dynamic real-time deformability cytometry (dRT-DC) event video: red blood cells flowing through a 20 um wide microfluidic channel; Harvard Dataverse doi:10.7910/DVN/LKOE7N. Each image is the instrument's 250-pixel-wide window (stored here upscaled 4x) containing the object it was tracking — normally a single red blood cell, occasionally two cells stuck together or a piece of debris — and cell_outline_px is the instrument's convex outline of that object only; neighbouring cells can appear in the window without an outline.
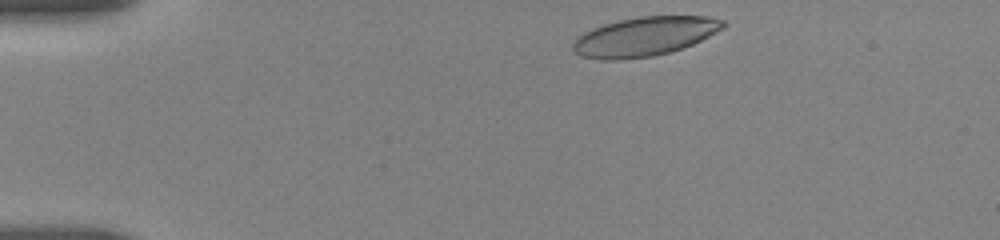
{"species": "human", "species_latin": "Homo sapiens", "temperature_condition": "room temperature", "stored_images_in_passage": 43, "camera_frame_rate_fps": 3000, "um_per_image_px": 0.085, "donor": {"sex": "female"}, "frame": {"image": 1, "passage_image": 1, "time_ms": 0.0, "image_size_px": [1000, 240], "cell_outline_px": [[728, 24], [724, 28], [692, 44], [668, 52], [652, 56], [620, 60], [600, 60], [580, 56], [572, 52], [572, 44], [576, 36], [592, 28], [604, 24], [620, 20], [640, 16], [708, 16], [724, 20]], "centroid_in_image_um": [54.74, 3.1], "position_along_channel_um": 30.3, "area_um2": 34.39}}
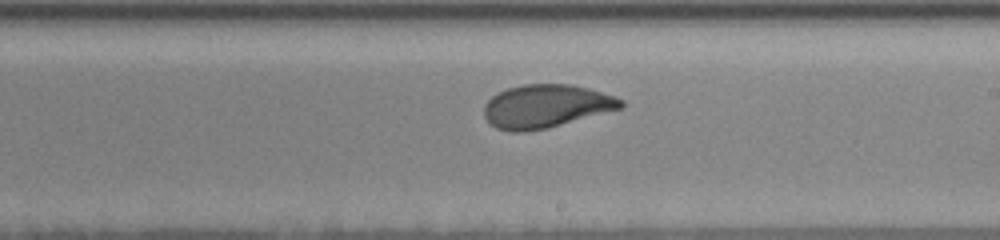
{"frame": {"image": 2, "passage_image": 25, "time_ms": 7.667, "image_size_px": [1000, 240], "cell_outline_px": [[624, 108], [548, 128], [524, 132], [508, 132], [496, 128], [484, 116], [484, 104], [492, 96], [508, 88], [524, 84], [572, 84], [588, 88], [616, 96], [624, 100]], "centroid_in_image_um": [46.44, 9.03], "position_along_channel_um": 242.6, "area_um2": 34.74}}
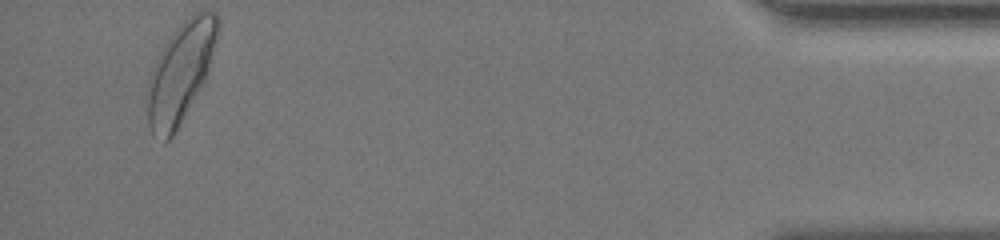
{"frame": {"image": 3, "passage_image": 43, "time_ms": 14.333, "image_size_px": [1000, 240], "cell_outline_px": [[220, 28], [204, 80], [172, 136], [168, 140], [164, 140], [152, 136], [148, 124], [148, 80], [152, 68], [160, 52], [172, 32], [188, 16], [196, 12], [216, 12], [220, 20]], "centroid_in_image_um": [15.33, 6.11], "position_along_channel_um": 419.9, "area_um2": 39.94}, "authors_computed_cell_mechanics": {"area_um2": 34.8534, "velocity_mm_per_s": 3.6376, "shape_relaxation_time_tau1_ms": 3.771, "shape_relaxation_time_tau2_ms": 0.9495, "deformation_change_tau1": 0.1541, "deformation_change_tau2": 0.0631}}